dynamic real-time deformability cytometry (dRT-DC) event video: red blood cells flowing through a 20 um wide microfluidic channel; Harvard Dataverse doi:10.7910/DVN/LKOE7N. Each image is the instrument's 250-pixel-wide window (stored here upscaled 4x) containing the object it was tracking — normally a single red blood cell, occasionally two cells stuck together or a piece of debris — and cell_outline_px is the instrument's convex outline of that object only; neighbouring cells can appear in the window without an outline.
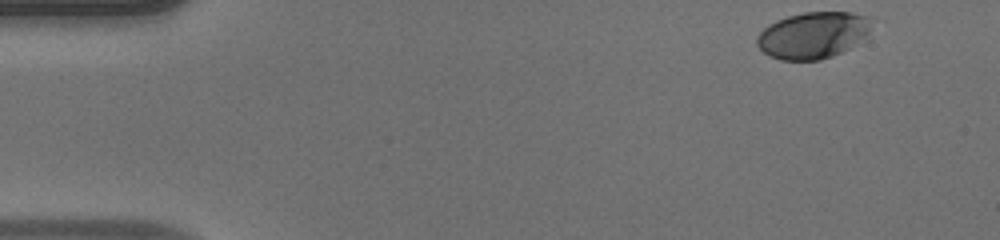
{"species": "human", "species_latin": "Homo sapiens", "temperature_condition": "warm", "stored_images_in_passage": 47, "camera_frame_rate_fps": 3000, "um_per_image_px": 0.085, "donor": {"sex": "male"}, "frame": {"image": 1, "passage_image": 1, "time_ms": 0.0, "image_size_px": [1000, 240], "cell_outline_px": [[868, 32], [864, 36], [848, 48], [832, 56], [820, 60], [780, 60], [764, 52], [756, 44], [756, 36], [768, 24], [776, 20], [788, 16], [804, 12], [852, 12], [864, 16], [868, 28]], "centroid_in_image_um": [68.99, 2.99], "position_along_channel_um": 16.0, "area_um2": 30.4}}
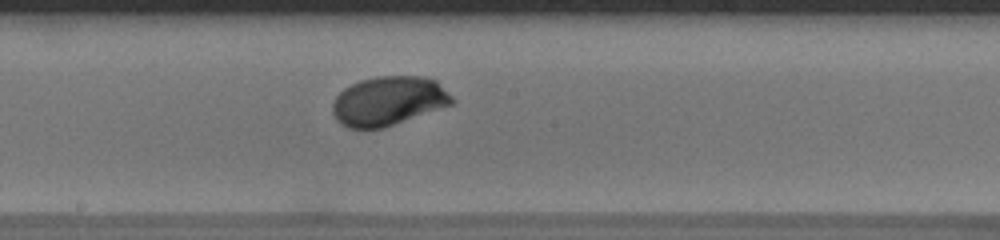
{"frame": {"image": 2, "passage_image": 24, "time_ms": 7.667, "image_size_px": [1000, 240], "cell_outline_px": [[456, 104], [384, 128], [348, 128], [340, 124], [336, 120], [332, 112], [332, 104], [336, 96], [344, 88], [360, 80], [376, 76], [424, 76], [436, 80], [456, 100]], "centroid_in_image_um": [33.05, 8.59], "position_along_channel_um": 215.1, "area_um2": 34.74}}
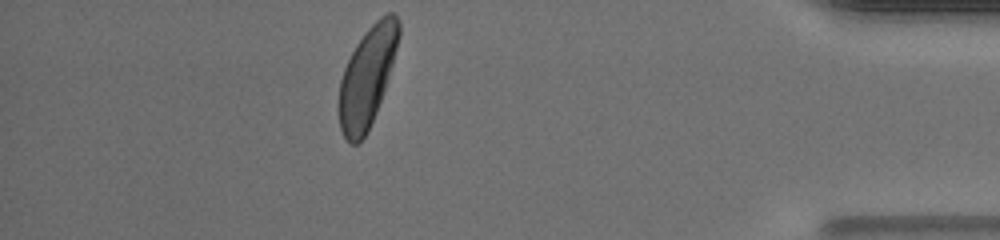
{"frame": {"image": 3, "passage_image": 41, "time_ms": 13.333, "image_size_px": [1000, 240], "cell_outline_px": [[400, 36], [384, 92], [368, 132], [356, 144], [348, 144], [340, 128], [340, 80], [344, 68], [356, 44], [368, 28], [380, 16], [388, 12], [392, 12], [400, 20]], "centroid_in_image_um": [31.23, 6.51], "position_along_channel_um": 404.0, "area_um2": 34.39}, "authors_computed_cell_mechanics": {"area_um2": 33.6396, "velocity_mm_per_s": 4.1245, "shape_relaxation_time_tau1_ms": 2.4572, "shape_relaxation_time_tau2_ms": null, "deformation_change_tau1": 0.1449, "deformation_change_tau2": null}}